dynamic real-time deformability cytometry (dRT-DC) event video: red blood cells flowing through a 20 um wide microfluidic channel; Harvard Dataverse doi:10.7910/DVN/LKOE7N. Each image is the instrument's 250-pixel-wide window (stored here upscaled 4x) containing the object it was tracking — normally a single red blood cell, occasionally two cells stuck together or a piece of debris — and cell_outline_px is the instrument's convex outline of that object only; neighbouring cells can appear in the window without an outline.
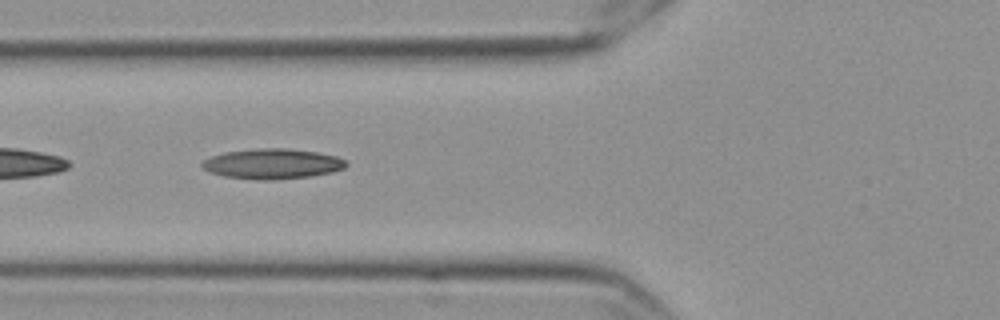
{"species": "Egyptian fruit bat (a non-hibernating species)", "species_latin": "Rousettus aegyptiacus", "temperature_condition": "cold", "stored_images_in_passage": 37, "camera_frame_rate_fps": 3000, "um_per_image_px": 0.085, "frame": {"image": 1, "passage_image": 4, "time_ms": 1.0, "image_size_px": [1000, 320], "cell_outline_px": [[348, 164], [344, 168], [332, 172], [312, 176], [276, 180], [260, 180], [224, 176], [208, 172], [200, 164], [204, 160], [212, 156], [224, 152], [256, 148], [288, 148], [316, 152], [336, 156], [344, 160]], "centroid_in_image_um": [23.15, 13.92], "position_along_channel_um": 102.7, "area_um2": 25.43}}
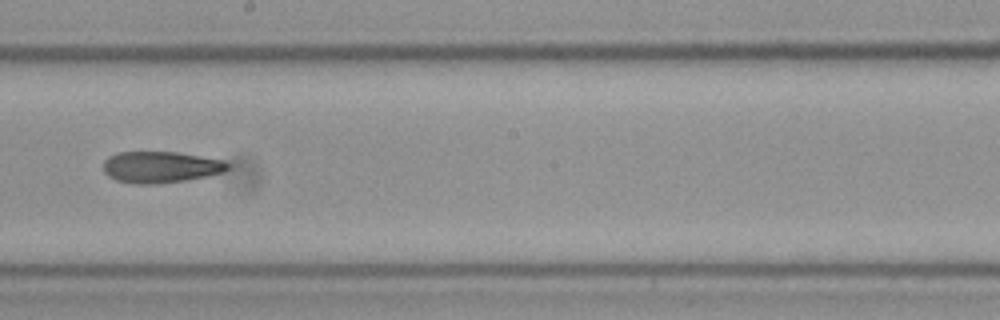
{"frame": {"image": 2, "passage_image": 15, "time_ms": 4.667, "image_size_px": [1000, 320], "cell_outline_px": [[232, 164], [224, 172], [208, 176], [184, 180], [156, 184], [136, 184], [116, 180], [108, 176], [104, 172], [104, 160], [108, 156], [116, 152], [176, 152], [224, 160]], "centroid_in_image_um": [13.66, 14.2], "position_along_channel_um": 234.5, "area_um2": 22.89}}
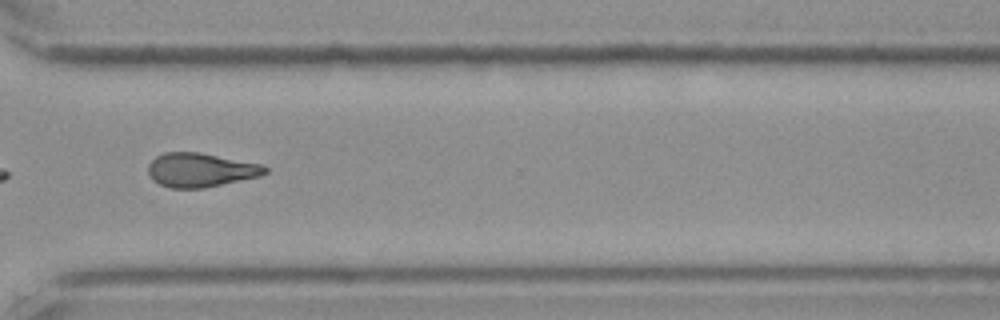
{"frame": {"image": 3, "passage_image": 25, "time_ms": 8.0, "image_size_px": [1000, 320], "cell_outline_px": [[268, 172], [260, 176], [204, 188], [172, 188], [160, 184], [152, 180], [148, 176], [148, 164], [156, 156], [164, 152], [200, 152], [260, 164], [268, 168]], "centroid_in_image_um": [17.02, 14.45], "position_along_channel_um": 353.6, "area_um2": 23.18}}